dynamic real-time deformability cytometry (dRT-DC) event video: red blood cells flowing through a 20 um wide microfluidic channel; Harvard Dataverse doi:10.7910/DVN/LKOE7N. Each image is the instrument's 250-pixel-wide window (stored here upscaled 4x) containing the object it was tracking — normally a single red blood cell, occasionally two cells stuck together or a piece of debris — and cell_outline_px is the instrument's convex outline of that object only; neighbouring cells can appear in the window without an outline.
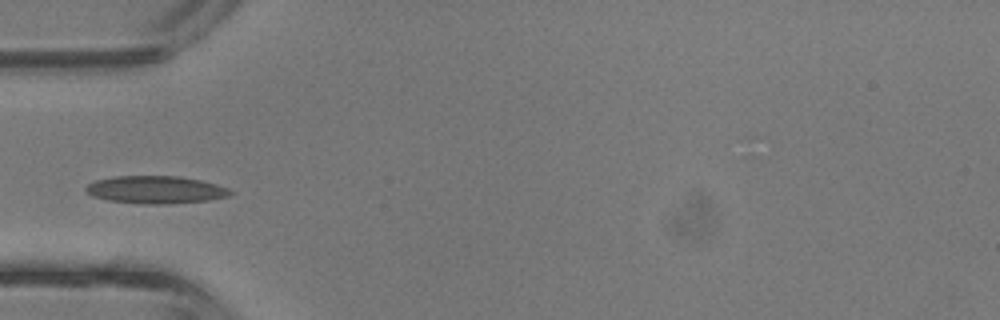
{"species": "common noctule bat (a hibernating species)", "species_latin": "Nyctalus noctula", "temperature_condition": "room temperature", "stored_images_in_passage": 31, "camera_frame_rate_fps": 3000, "um_per_image_px": 0.085, "animal": {"sex": "male", "body_mass_g": 13.3}, "frame": {"image": 1, "passage_image": 1, "time_ms": 0.0, "image_size_px": [1000, 320], "cell_outline_px": [[232, 196], [208, 200], [168, 204], [144, 204], [108, 200], [92, 196], [84, 188], [88, 184], [96, 180], [116, 176], [180, 176], [200, 180], [216, 184], [228, 188], [232, 192]], "centroid_in_image_um": [13.25, 16.13], "position_along_channel_um": 71.7, "area_um2": 23.24}}
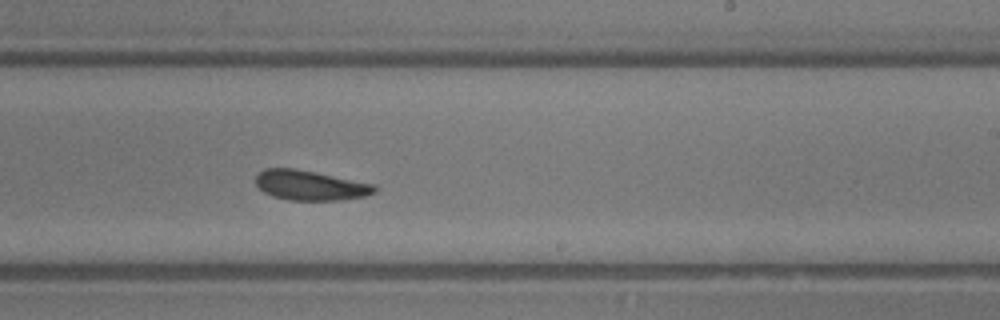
{"frame": {"image": 2, "passage_image": 13, "time_ms": 4.0, "image_size_px": [1000, 320], "cell_outline_px": [[376, 192], [364, 196], [340, 200], [288, 200], [272, 196], [264, 192], [256, 184], [256, 176], [264, 168], [296, 168], [316, 172], [372, 184], [376, 188]], "centroid_in_image_um": [26.33, 15.75], "position_along_channel_um": 262.7, "area_um2": 20.52}}
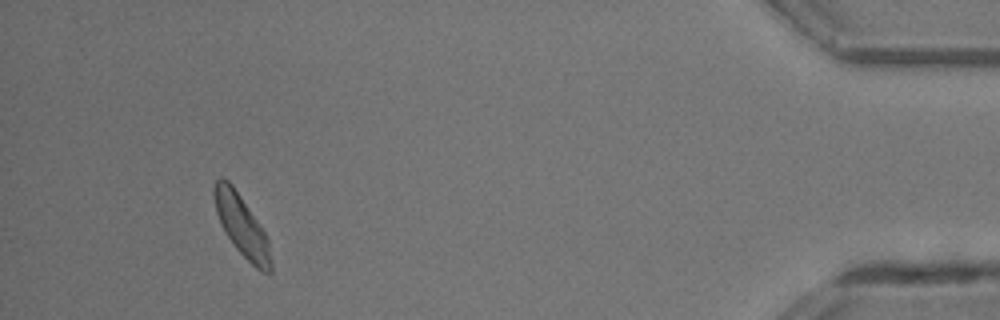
{"frame": {"image": 3, "passage_image": 27, "time_ms": 8.667, "image_size_px": [1000, 320], "cell_outline_px": [[272, 272], [260, 272], [232, 244], [224, 232], [220, 224], [216, 212], [212, 192], [212, 188], [216, 180], [228, 180], [232, 184], [264, 232], [268, 240], [272, 264]], "centroid_in_image_um": [20.52, 19.21], "position_along_channel_um": 414.7, "area_um2": 19.88}}